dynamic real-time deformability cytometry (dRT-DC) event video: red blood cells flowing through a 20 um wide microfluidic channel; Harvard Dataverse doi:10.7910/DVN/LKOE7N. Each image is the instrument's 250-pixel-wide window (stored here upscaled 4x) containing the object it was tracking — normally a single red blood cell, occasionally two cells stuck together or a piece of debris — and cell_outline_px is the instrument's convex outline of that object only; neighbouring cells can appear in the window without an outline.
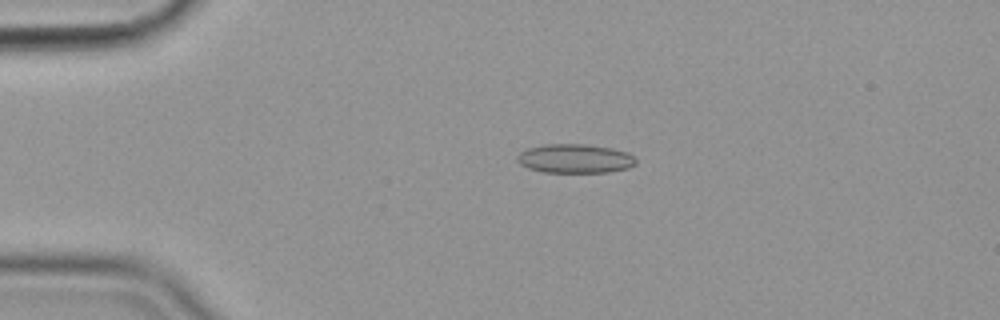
{"species": "common noctule bat (a hibernating species)", "species_latin": "Nyctalus noctula", "temperature_condition": "cold", "stored_images_in_passage": 57, "camera_frame_rate_fps": 3000, "um_per_image_px": 0.085, "animal": {"sex": "female", "body_mass_g": 19.9}, "frame": {"image": 1, "passage_image": 13, "time_ms": 4.0, "image_size_px": [1000, 320], "cell_outline_px": [[636, 164], [628, 168], [608, 172], [544, 172], [528, 168], [520, 164], [516, 160], [516, 156], [520, 152], [528, 148], [544, 144], [588, 144], [612, 148], [628, 152], [636, 160]], "centroid_in_image_um": [48.86, 13.47], "position_along_channel_um": 36.1, "area_um2": 20.17}}
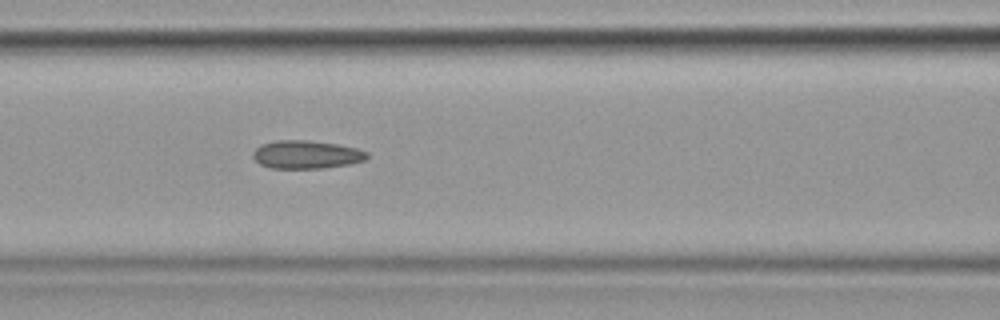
{"frame": {"image": 2, "passage_image": 25, "time_ms": 8.0, "image_size_px": [1000, 320], "cell_outline_px": [[368, 156], [364, 160], [348, 164], [324, 168], [272, 168], [260, 164], [252, 156], [252, 152], [260, 144], [276, 140], [308, 140], [336, 144], [356, 148], [368, 152]], "centroid_in_image_um": [26.01, 13.13], "position_along_channel_um": 140.6, "area_um2": 18.67}}
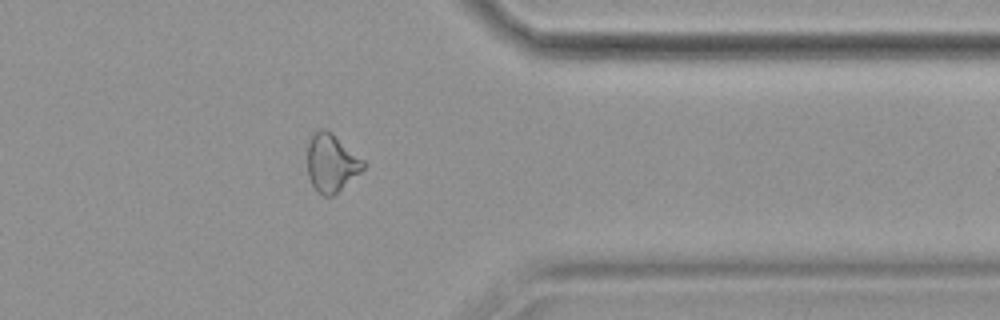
{"frame": {"image": 3, "passage_image": 46, "time_ms": 15.0, "image_size_px": [1000, 320], "cell_outline_px": [[364, 168], [360, 172], [332, 196], [324, 196], [316, 192], [308, 176], [308, 140], [320, 128], [324, 128], [332, 132], [364, 160]], "centroid_in_image_um": [28.15, 13.84], "position_along_channel_um": 383.2, "area_um2": 18.73}, "authors_computed_cell_mechanics": {"area_um2": 19.4208, "velocity_mm_per_s": 3.6013, "shape_relaxation_time_tau1_ms": null, "shape_relaxation_time_tau2_ms": 4.6862, "deformation_change_tau1": null, "deformation_change_tau2": 0.1151}}